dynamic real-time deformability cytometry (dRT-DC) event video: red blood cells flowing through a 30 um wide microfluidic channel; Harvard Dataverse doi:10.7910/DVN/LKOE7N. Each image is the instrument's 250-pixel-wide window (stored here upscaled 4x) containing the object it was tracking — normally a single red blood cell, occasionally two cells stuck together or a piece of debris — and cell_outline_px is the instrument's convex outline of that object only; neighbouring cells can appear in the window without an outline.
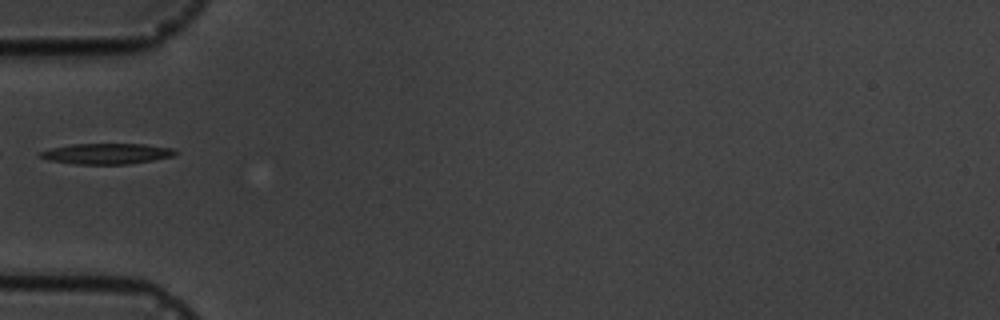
{"species": "common noctule bat (a hibernating species)", "species_latin": "Nyctalus noctula", "temperature_condition": "cold", "stored_images_in_passage": 6, "segment_of_instrument_passage": [2, 2], "camera_frame_rate_fps": 3000, "um_per_image_px": 0.085, "animal": {"sex": "male", "body_mass_g": 19.5, "forearm_length_mm": 54.6}, "frame": {"image": 1, "passage_image": 6, "time_ms": 5.667, "image_size_px": [1000, 320], "cell_outline_px": [[176, 152], [172, 156], [152, 160], [128, 164], [76, 164], [48, 160], [40, 156], [36, 152], [52, 148], [72, 144], [144, 144], [172, 148]], "centroid_in_image_um": [9.02, 13.06], "position_along_channel_um": 76.0, "area_um2": 16.13}}